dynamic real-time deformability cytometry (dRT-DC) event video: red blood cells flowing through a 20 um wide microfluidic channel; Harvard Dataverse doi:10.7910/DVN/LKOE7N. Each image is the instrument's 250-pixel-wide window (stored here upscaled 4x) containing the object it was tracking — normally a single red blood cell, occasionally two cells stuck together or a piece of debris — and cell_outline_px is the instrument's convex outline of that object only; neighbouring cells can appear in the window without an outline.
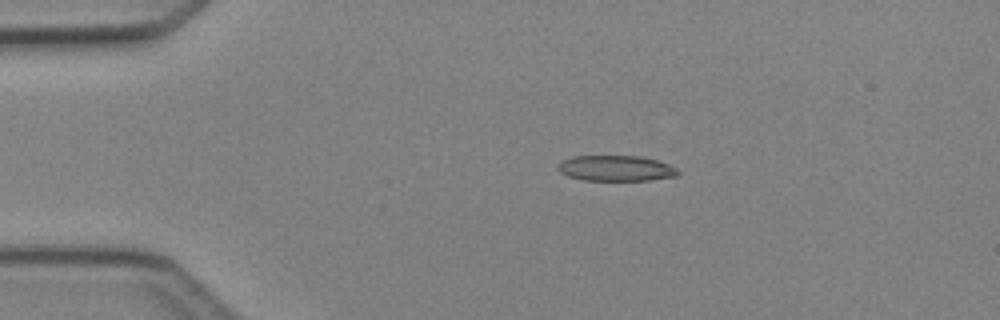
{"species": "Egyptian fruit bat (a non-hibernating species)", "species_latin": "Rousettus aegyptiacus", "temperature_condition": "cold", "stored_images_in_passage": 4, "camera_frame_rate_fps": 3000, "um_per_image_px": 0.085, "animal": {"sex": "female"}, "frame": {"image": 1, "passage_image": 3, "time_ms": 2.333, "image_size_px": [1000, 320], "cell_outline_px": [[680, 172], [676, 176], [648, 180], [584, 180], [568, 176], [560, 172], [556, 168], [560, 160], [572, 156], [640, 156], [656, 160], [668, 164], [676, 168]], "centroid_in_image_um": [52.31, 14.3], "position_along_channel_um": 32.7, "area_um2": 17.92}}